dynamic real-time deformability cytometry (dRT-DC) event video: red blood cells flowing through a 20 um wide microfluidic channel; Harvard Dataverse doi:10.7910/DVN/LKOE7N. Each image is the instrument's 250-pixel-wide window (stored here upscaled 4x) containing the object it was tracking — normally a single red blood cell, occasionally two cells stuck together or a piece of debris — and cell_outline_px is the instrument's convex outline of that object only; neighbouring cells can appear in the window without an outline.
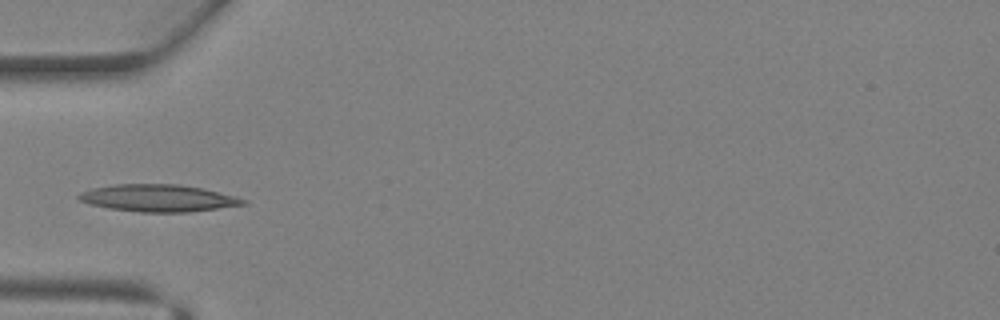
{"species": "Egyptian fruit bat (a non-hibernating species)", "species_latin": "Rousettus aegyptiacus", "temperature_condition": "warm", "stored_images_in_passage": 3, "camera_frame_rate_fps": 3000, "um_per_image_px": 0.085, "animal": {"sex": "female"}, "frame": {"image": 1, "passage_image": 3, "time_ms": 0.667, "image_size_px": [1000, 320], "cell_outline_px": [[248, 204], [188, 212], [140, 212], [108, 208], [88, 204], [80, 200], [76, 196], [80, 192], [92, 188], [116, 184], [180, 184], [204, 188], [236, 196], [248, 200]], "centroid_in_image_um": [13.46, 16.83], "position_along_channel_um": 71.5, "area_um2": 26.18}}